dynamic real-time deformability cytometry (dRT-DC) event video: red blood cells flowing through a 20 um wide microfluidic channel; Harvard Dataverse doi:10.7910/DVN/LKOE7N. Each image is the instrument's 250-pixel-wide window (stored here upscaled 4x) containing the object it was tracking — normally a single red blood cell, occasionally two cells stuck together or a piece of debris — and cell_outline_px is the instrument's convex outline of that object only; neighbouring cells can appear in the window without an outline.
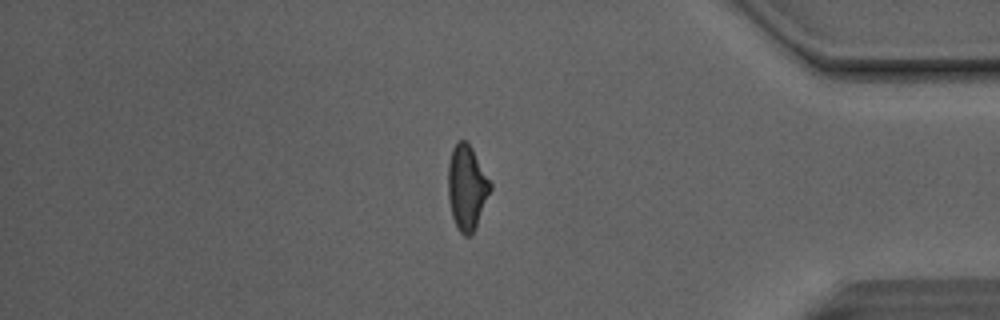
{"species": "Egyptian fruit bat (a non-hibernating species)", "species_latin": "Rousettus aegyptiacus", "temperature_condition": "room temperature", "stored_images_in_passage": 50, "camera_frame_rate_fps": 3000, "um_per_image_px": 0.085, "animal": {"sex": "male"}, "frame": {"image": 1, "passage_image": 42, "time_ms": 13.667, "image_size_px": [1000, 320], "cell_outline_px": [[492, 188], [472, 236], [464, 236], [456, 228], [452, 216], [448, 196], [448, 164], [452, 148], [456, 140], [464, 140], [472, 148], [492, 184]], "centroid_in_image_um": [39.67, 15.95], "position_along_channel_um": 395.5, "area_um2": 20.98}}
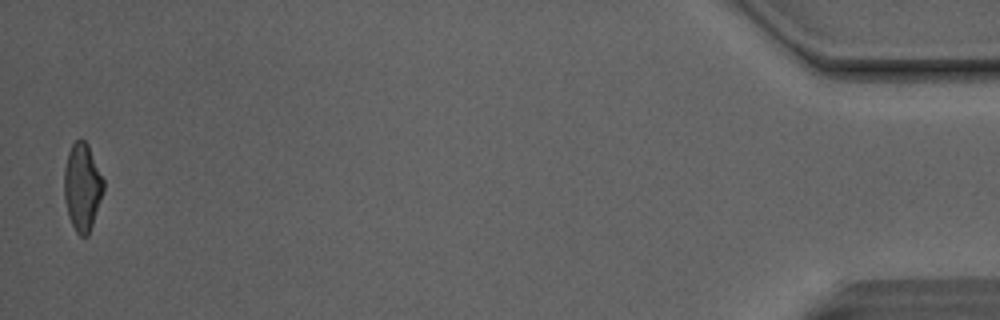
{"frame": {"image": 2, "passage_image": 49, "time_ms": 16.0, "image_size_px": [1000, 320], "cell_outline_px": [[104, 192], [88, 236], [80, 236], [76, 232], [68, 216], [64, 200], [64, 168], [68, 152], [72, 144], [76, 140], [84, 140], [88, 144], [104, 180]], "centroid_in_image_um": [6.99, 15.9], "position_along_channel_um": 428.2, "area_um2": 20.17}, "authors_computed_cell_mechanics": {"area_um2": 21.5016, "velocity_mm_per_s": 4.1687, "shape_relaxation_time_tau1_ms": 6.0207, "shape_relaxation_time_tau2_ms": 2.2483, "deformation_change_tau1": 0.1647, "deformation_change_tau2": 0.0885}}